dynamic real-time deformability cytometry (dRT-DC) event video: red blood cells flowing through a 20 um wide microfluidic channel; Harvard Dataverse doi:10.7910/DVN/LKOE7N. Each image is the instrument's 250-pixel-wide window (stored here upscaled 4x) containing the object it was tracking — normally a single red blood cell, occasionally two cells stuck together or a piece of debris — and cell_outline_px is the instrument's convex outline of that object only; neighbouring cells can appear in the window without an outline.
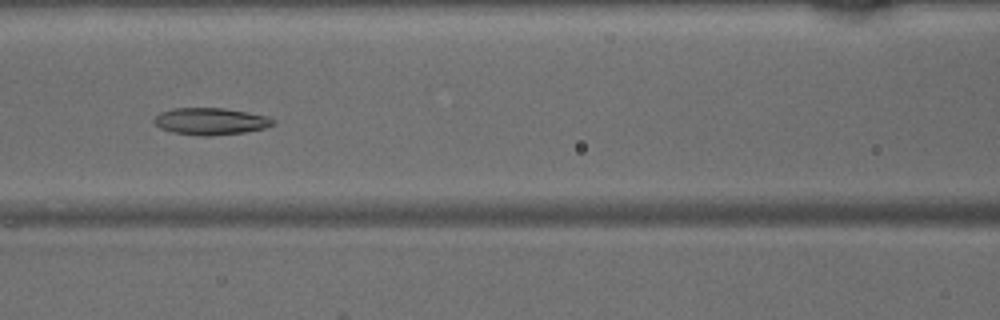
{"species": "common noctule bat (a hibernating species)", "species_latin": "Nyctalus noctula", "temperature_condition": "warm", "stored_images_in_passage": 48, "camera_frame_rate_fps": 3000, "um_per_image_px": 0.085, "animal": {"sex": "male", "body_mass_g": 15.6}, "frame": {"image": 1, "passage_image": 21, "time_ms": 6.667, "image_size_px": [1000, 320], "cell_outline_px": [[276, 124], [264, 128], [244, 132], [212, 136], [200, 136], [172, 132], [160, 128], [152, 120], [160, 112], [172, 108], [224, 108], [264, 116], [276, 120]], "centroid_in_image_um": [17.87, 10.32], "position_along_channel_um": 148.7, "area_um2": 18.61}}
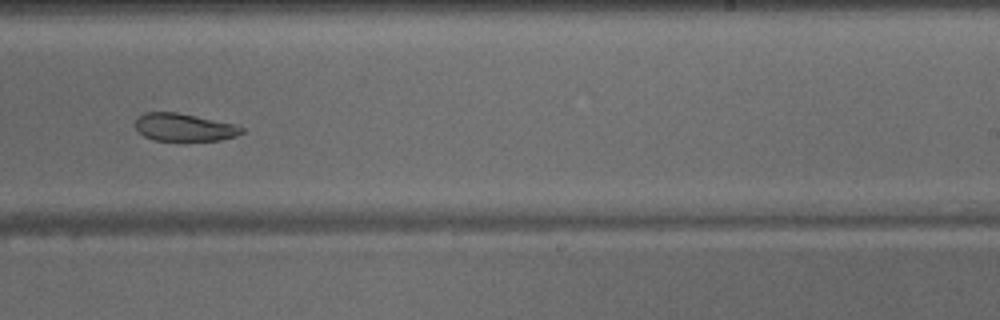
{"frame": {"image": 2, "passage_image": 30, "time_ms": 9.667, "image_size_px": [1000, 320], "cell_outline_px": [[244, 132], [236, 136], [220, 140], [156, 140], [144, 136], [136, 128], [136, 120], [144, 112], [176, 112], [232, 124], [244, 128]], "centroid_in_image_um": [15.65, 10.82], "position_along_channel_um": 273.4, "area_um2": 16.76}}
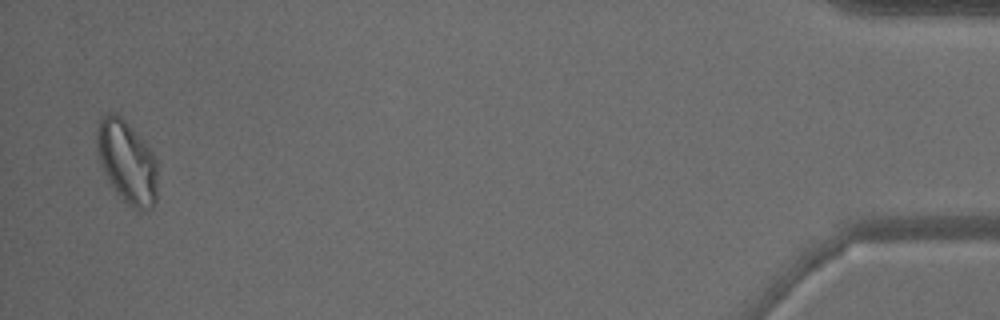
{"frame": {"image": 3, "passage_image": 47, "time_ms": 15.333, "image_size_px": [1000, 320], "cell_outline_px": [[156, 200], [152, 208], [140, 212], [136, 212], [116, 192], [108, 180], [100, 164], [96, 152], [96, 128], [100, 120], [108, 112], [116, 112], [144, 140], [152, 152], [156, 160]], "centroid_in_image_um": [10.77, 13.77], "position_along_channel_um": 424.4, "area_um2": 29.48}}